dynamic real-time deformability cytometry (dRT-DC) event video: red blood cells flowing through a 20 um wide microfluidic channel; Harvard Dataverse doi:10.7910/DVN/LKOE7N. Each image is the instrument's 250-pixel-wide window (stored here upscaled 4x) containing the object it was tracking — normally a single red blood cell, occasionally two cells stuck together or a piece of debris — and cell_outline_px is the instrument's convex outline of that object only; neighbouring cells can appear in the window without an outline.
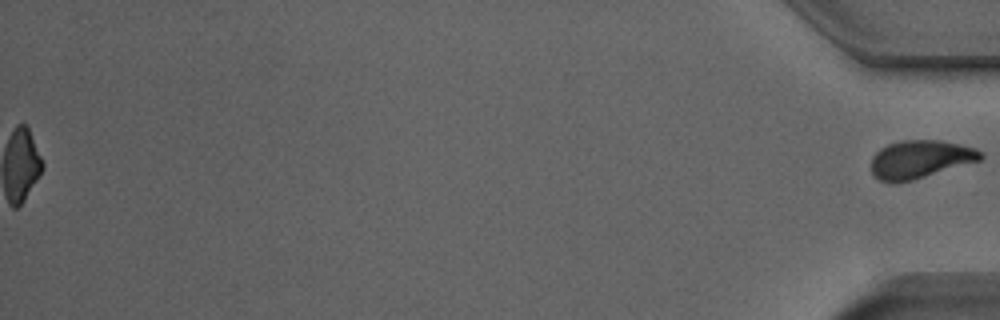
{"species": "Egyptian fruit bat (a non-hibernating species)", "species_latin": "Rousettus aegyptiacus", "temperature_condition": "room temperature", "stored_images_in_passage": 52, "segment_of_instrument_passage": [2, 2], "camera_frame_rate_fps": 3000, "um_per_image_px": 0.085, "animal": {"sex": "male"}, "frame": {"image": 1, "passage_image": 52, "time_ms": 17.0, "image_size_px": [1000, 320], "cell_outline_px": [[984, 156], [980, 160], [912, 180], [880, 180], [872, 172], [872, 156], [880, 148], [888, 144], [900, 140], [940, 140], [976, 148], [984, 152]], "centroid_in_image_um": [78.25, 13.49], "position_along_channel_um": 356.9, "area_um2": 23.76}}